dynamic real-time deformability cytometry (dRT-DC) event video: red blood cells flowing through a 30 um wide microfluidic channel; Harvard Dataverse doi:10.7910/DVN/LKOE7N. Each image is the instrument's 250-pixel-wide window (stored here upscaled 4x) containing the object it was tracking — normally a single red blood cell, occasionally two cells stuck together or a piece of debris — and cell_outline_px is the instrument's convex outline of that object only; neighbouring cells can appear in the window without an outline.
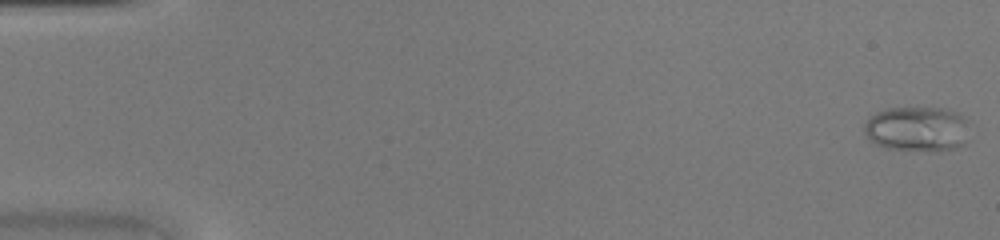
{"species": "common noctule bat (a hibernating species)", "species_latin": "Nyctalus noctula", "temperature_condition": "warm", "stored_images_in_passage": 45, "camera_frame_rate_fps": 3000, "um_per_image_px": 0.085, "animal": {"sex": "female", "body_mass_g": 20.0, "forearm_length_mm": 54.0}, "frame": {"image": 1, "passage_image": 1, "time_ms": 0.0, "image_size_px": [1000, 240], "cell_outline_px": [[968, 120], [964, 144], [956, 148], [936, 152], [884, 148], [876, 144], [864, 132], [864, 124], [876, 112], [888, 108], [944, 108], [960, 112]], "centroid_in_image_um": [77.99, 10.97], "position_along_channel_um": 7.0, "area_um2": 27.8}}
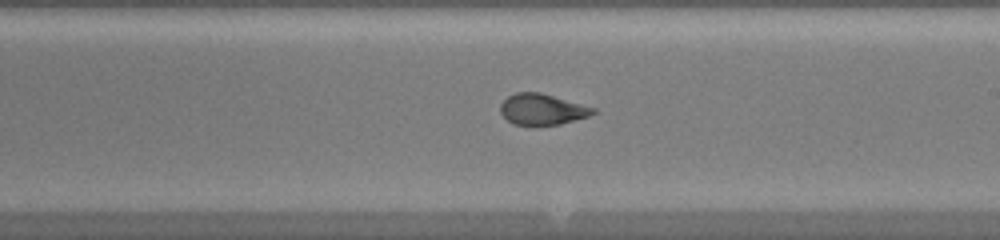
{"frame": {"image": 2, "passage_image": 27, "time_ms": 8.667, "image_size_px": [1000, 240], "cell_outline_px": [[596, 112], [588, 116], [560, 124], [532, 128], [512, 124], [500, 112], [500, 104], [508, 96], [516, 92], [540, 92], [596, 108]], "centroid_in_image_um": [46.05, 9.33], "position_along_channel_um": 242.9, "area_um2": 17.17}}
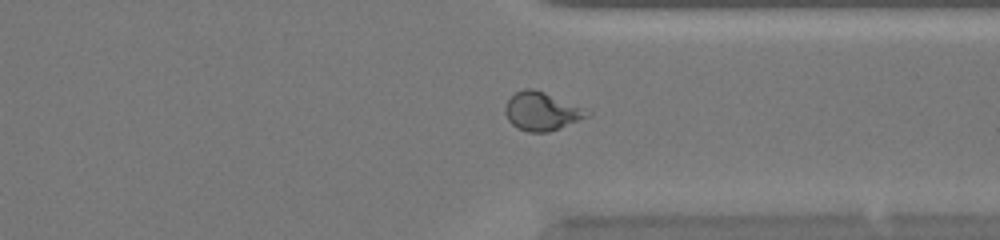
{"frame": {"image": 3, "passage_image": 35, "time_ms": 11.333, "image_size_px": [1000, 240], "cell_outline_px": [[592, 116], [560, 128], [548, 132], [528, 132], [516, 128], [508, 120], [504, 112], [504, 108], [508, 100], [516, 92], [524, 88], [532, 88], [544, 92], [592, 112]], "centroid_in_image_um": [46.04, 9.48], "position_along_channel_um": 365.4, "area_um2": 18.32}}